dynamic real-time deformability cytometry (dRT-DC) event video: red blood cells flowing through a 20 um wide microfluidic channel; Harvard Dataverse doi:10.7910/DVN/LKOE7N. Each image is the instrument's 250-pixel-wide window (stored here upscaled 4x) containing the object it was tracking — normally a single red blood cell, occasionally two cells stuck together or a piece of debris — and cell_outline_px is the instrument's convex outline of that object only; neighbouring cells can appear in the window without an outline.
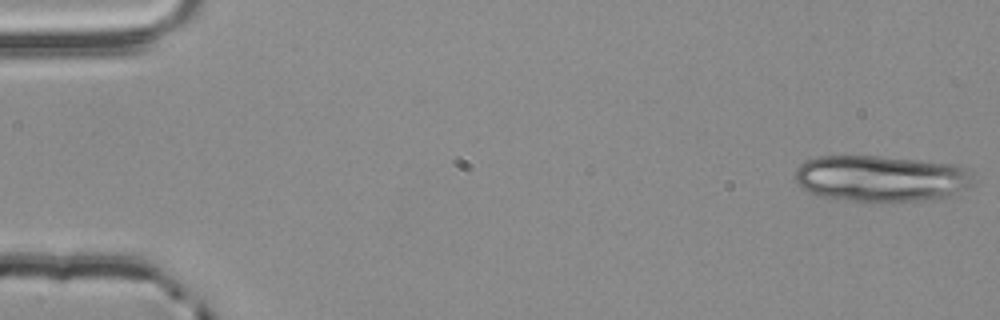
{"species": "common noctule bat (a hibernating species)", "species_latin": "Nyctalus noctula", "temperature_condition": "room temperature", "stored_images_in_passage": 3, "camera_frame_rate_fps": 3000, "um_per_image_px": 0.085, "animal": {"sex": "male", "body_mass_g": 20.4}, "frame": {"image": 1, "passage_image": 1, "time_ms": 0.0, "image_size_px": [1000, 320], "cell_outline_px": [[972, 184], [968, 188], [948, 196], [924, 200], [844, 200], [824, 196], [808, 192], [796, 180], [796, 168], [800, 164], [816, 156], [876, 156], [956, 164], [972, 172]], "centroid_in_image_um": [74.9, 15.15], "position_along_channel_um": 10.1, "area_um2": 47.4}}